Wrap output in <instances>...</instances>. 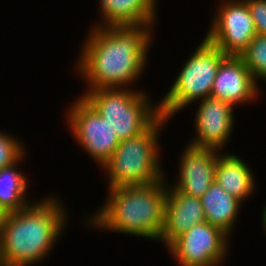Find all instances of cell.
Segmentation results:
<instances>
[{
    "label": "cell",
    "mask_w": 266,
    "mask_h": 266,
    "mask_svg": "<svg viewBox=\"0 0 266 266\" xmlns=\"http://www.w3.org/2000/svg\"><path fill=\"white\" fill-rule=\"evenodd\" d=\"M167 123L169 120L160 116L140 135L120 141L101 168L108 183L106 189L151 184L165 178L160 138Z\"/></svg>",
    "instance_id": "cell-4"
},
{
    "label": "cell",
    "mask_w": 266,
    "mask_h": 266,
    "mask_svg": "<svg viewBox=\"0 0 266 266\" xmlns=\"http://www.w3.org/2000/svg\"><path fill=\"white\" fill-rule=\"evenodd\" d=\"M261 88L240 56L227 55L220 63L211 97L228 102L235 108L255 103Z\"/></svg>",
    "instance_id": "cell-12"
},
{
    "label": "cell",
    "mask_w": 266,
    "mask_h": 266,
    "mask_svg": "<svg viewBox=\"0 0 266 266\" xmlns=\"http://www.w3.org/2000/svg\"><path fill=\"white\" fill-rule=\"evenodd\" d=\"M262 214L260 216H262L261 220H262V225H263V231H265L263 234H265L266 236V205H264L263 207V211L261 212Z\"/></svg>",
    "instance_id": "cell-22"
},
{
    "label": "cell",
    "mask_w": 266,
    "mask_h": 266,
    "mask_svg": "<svg viewBox=\"0 0 266 266\" xmlns=\"http://www.w3.org/2000/svg\"><path fill=\"white\" fill-rule=\"evenodd\" d=\"M155 30L147 24L90 26L73 69L84 80L88 88L85 91L136 89L149 64Z\"/></svg>",
    "instance_id": "cell-1"
},
{
    "label": "cell",
    "mask_w": 266,
    "mask_h": 266,
    "mask_svg": "<svg viewBox=\"0 0 266 266\" xmlns=\"http://www.w3.org/2000/svg\"><path fill=\"white\" fill-rule=\"evenodd\" d=\"M206 222L226 233L230 238L235 232L241 208L244 206L214 181L200 197Z\"/></svg>",
    "instance_id": "cell-16"
},
{
    "label": "cell",
    "mask_w": 266,
    "mask_h": 266,
    "mask_svg": "<svg viewBox=\"0 0 266 266\" xmlns=\"http://www.w3.org/2000/svg\"><path fill=\"white\" fill-rule=\"evenodd\" d=\"M247 160L227 151H221L215 171V181L242 204L257 191L256 177Z\"/></svg>",
    "instance_id": "cell-15"
},
{
    "label": "cell",
    "mask_w": 266,
    "mask_h": 266,
    "mask_svg": "<svg viewBox=\"0 0 266 266\" xmlns=\"http://www.w3.org/2000/svg\"><path fill=\"white\" fill-rule=\"evenodd\" d=\"M220 49L211 44L204 36L192 51L168 91L159 100L160 115L173 120L179 112L206 97L211 90L221 61L226 57Z\"/></svg>",
    "instance_id": "cell-6"
},
{
    "label": "cell",
    "mask_w": 266,
    "mask_h": 266,
    "mask_svg": "<svg viewBox=\"0 0 266 266\" xmlns=\"http://www.w3.org/2000/svg\"><path fill=\"white\" fill-rule=\"evenodd\" d=\"M231 238L208 222L196 224L166 248L178 266H222L230 251Z\"/></svg>",
    "instance_id": "cell-9"
},
{
    "label": "cell",
    "mask_w": 266,
    "mask_h": 266,
    "mask_svg": "<svg viewBox=\"0 0 266 266\" xmlns=\"http://www.w3.org/2000/svg\"><path fill=\"white\" fill-rule=\"evenodd\" d=\"M26 155L12 166L0 169V206L8 212L25 209L34 202L27 191L31 182L19 168L24 160L26 162Z\"/></svg>",
    "instance_id": "cell-17"
},
{
    "label": "cell",
    "mask_w": 266,
    "mask_h": 266,
    "mask_svg": "<svg viewBox=\"0 0 266 266\" xmlns=\"http://www.w3.org/2000/svg\"><path fill=\"white\" fill-rule=\"evenodd\" d=\"M202 222H206V218L200 198L167 187L165 223L159 242L166 248L175 238Z\"/></svg>",
    "instance_id": "cell-13"
},
{
    "label": "cell",
    "mask_w": 266,
    "mask_h": 266,
    "mask_svg": "<svg viewBox=\"0 0 266 266\" xmlns=\"http://www.w3.org/2000/svg\"><path fill=\"white\" fill-rule=\"evenodd\" d=\"M54 195L8 213L0 240L3 266H39L50 257L70 221L61 196Z\"/></svg>",
    "instance_id": "cell-2"
},
{
    "label": "cell",
    "mask_w": 266,
    "mask_h": 266,
    "mask_svg": "<svg viewBox=\"0 0 266 266\" xmlns=\"http://www.w3.org/2000/svg\"><path fill=\"white\" fill-rule=\"evenodd\" d=\"M139 89H94L81 95L105 120L119 141L146 131L161 115L159 102Z\"/></svg>",
    "instance_id": "cell-5"
},
{
    "label": "cell",
    "mask_w": 266,
    "mask_h": 266,
    "mask_svg": "<svg viewBox=\"0 0 266 266\" xmlns=\"http://www.w3.org/2000/svg\"><path fill=\"white\" fill-rule=\"evenodd\" d=\"M252 16L257 34L266 36V0H244Z\"/></svg>",
    "instance_id": "cell-20"
},
{
    "label": "cell",
    "mask_w": 266,
    "mask_h": 266,
    "mask_svg": "<svg viewBox=\"0 0 266 266\" xmlns=\"http://www.w3.org/2000/svg\"><path fill=\"white\" fill-rule=\"evenodd\" d=\"M8 213L9 212L6 209H4L3 207L0 206V240L2 237V232H3L4 227H5V221L7 219Z\"/></svg>",
    "instance_id": "cell-21"
},
{
    "label": "cell",
    "mask_w": 266,
    "mask_h": 266,
    "mask_svg": "<svg viewBox=\"0 0 266 266\" xmlns=\"http://www.w3.org/2000/svg\"><path fill=\"white\" fill-rule=\"evenodd\" d=\"M216 4L204 37L225 55L239 56L257 35L247 3L218 0Z\"/></svg>",
    "instance_id": "cell-8"
},
{
    "label": "cell",
    "mask_w": 266,
    "mask_h": 266,
    "mask_svg": "<svg viewBox=\"0 0 266 266\" xmlns=\"http://www.w3.org/2000/svg\"><path fill=\"white\" fill-rule=\"evenodd\" d=\"M9 133L0 130V169L17 163L29 151L20 137Z\"/></svg>",
    "instance_id": "cell-19"
},
{
    "label": "cell",
    "mask_w": 266,
    "mask_h": 266,
    "mask_svg": "<svg viewBox=\"0 0 266 266\" xmlns=\"http://www.w3.org/2000/svg\"><path fill=\"white\" fill-rule=\"evenodd\" d=\"M194 114V133L187 144L197 148L226 151L236 128V108L228 102L206 97L198 102ZM225 147V148H224Z\"/></svg>",
    "instance_id": "cell-10"
},
{
    "label": "cell",
    "mask_w": 266,
    "mask_h": 266,
    "mask_svg": "<svg viewBox=\"0 0 266 266\" xmlns=\"http://www.w3.org/2000/svg\"><path fill=\"white\" fill-rule=\"evenodd\" d=\"M65 113L66 125L76 145L101 169L120 143L116 133L82 96H78Z\"/></svg>",
    "instance_id": "cell-7"
},
{
    "label": "cell",
    "mask_w": 266,
    "mask_h": 266,
    "mask_svg": "<svg viewBox=\"0 0 266 266\" xmlns=\"http://www.w3.org/2000/svg\"><path fill=\"white\" fill-rule=\"evenodd\" d=\"M178 159V171L173 183H169L167 175V187H173L189 196L200 198L215 181V171L221 151L211 148H197L184 145Z\"/></svg>",
    "instance_id": "cell-11"
},
{
    "label": "cell",
    "mask_w": 266,
    "mask_h": 266,
    "mask_svg": "<svg viewBox=\"0 0 266 266\" xmlns=\"http://www.w3.org/2000/svg\"><path fill=\"white\" fill-rule=\"evenodd\" d=\"M239 56L256 83H266V36L257 34Z\"/></svg>",
    "instance_id": "cell-18"
},
{
    "label": "cell",
    "mask_w": 266,
    "mask_h": 266,
    "mask_svg": "<svg viewBox=\"0 0 266 266\" xmlns=\"http://www.w3.org/2000/svg\"><path fill=\"white\" fill-rule=\"evenodd\" d=\"M158 0H99L100 19L91 26H140L158 23ZM157 21V22H156Z\"/></svg>",
    "instance_id": "cell-14"
},
{
    "label": "cell",
    "mask_w": 266,
    "mask_h": 266,
    "mask_svg": "<svg viewBox=\"0 0 266 266\" xmlns=\"http://www.w3.org/2000/svg\"><path fill=\"white\" fill-rule=\"evenodd\" d=\"M100 208L84 217L88 230L161 239L165 223L166 177L156 183L107 189ZM91 215V216H90Z\"/></svg>",
    "instance_id": "cell-3"
}]
</instances>
